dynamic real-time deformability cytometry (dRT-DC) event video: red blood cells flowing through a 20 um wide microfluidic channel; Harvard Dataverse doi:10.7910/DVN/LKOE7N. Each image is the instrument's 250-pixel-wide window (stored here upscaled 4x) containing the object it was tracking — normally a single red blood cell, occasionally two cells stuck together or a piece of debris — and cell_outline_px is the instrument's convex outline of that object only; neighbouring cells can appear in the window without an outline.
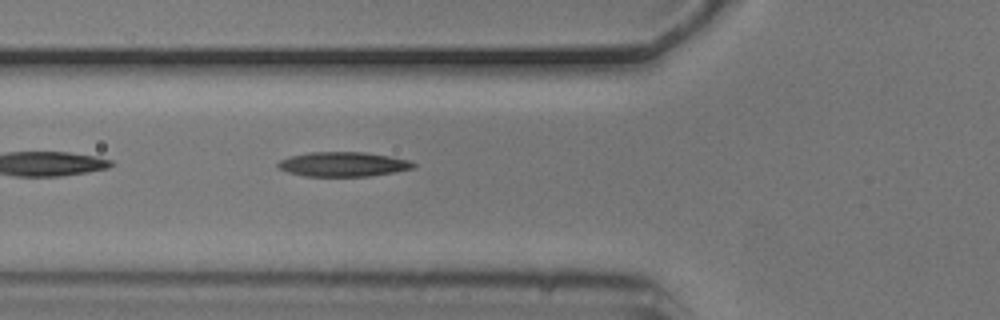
{"species": "common noctule bat (a hibernating species)", "species_latin": "Nyctalus noctula", "temperature_condition": "cold", "stored_images_in_passage": 5, "camera_frame_rate_fps": 3000, "um_per_image_px": 0.085, "animal": {"sex": "male", "body_mass_g": 20.5, "forearm_length_mm": 52.5}, "frame": {"image": 1, "passage_image": 5, "time_ms": 1.333, "image_size_px": [1000, 320], "cell_outline_px": [[416, 168], [396, 172], [368, 176], [304, 176], [288, 172], [280, 168], [276, 164], [280, 160], [288, 156], [308, 152], [364, 152], [388, 156], [408, 160], [416, 164]], "centroid_in_image_um": [29.17, 13.96], "position_along_channel_um": 96.6, "area_um2": 19.42}}